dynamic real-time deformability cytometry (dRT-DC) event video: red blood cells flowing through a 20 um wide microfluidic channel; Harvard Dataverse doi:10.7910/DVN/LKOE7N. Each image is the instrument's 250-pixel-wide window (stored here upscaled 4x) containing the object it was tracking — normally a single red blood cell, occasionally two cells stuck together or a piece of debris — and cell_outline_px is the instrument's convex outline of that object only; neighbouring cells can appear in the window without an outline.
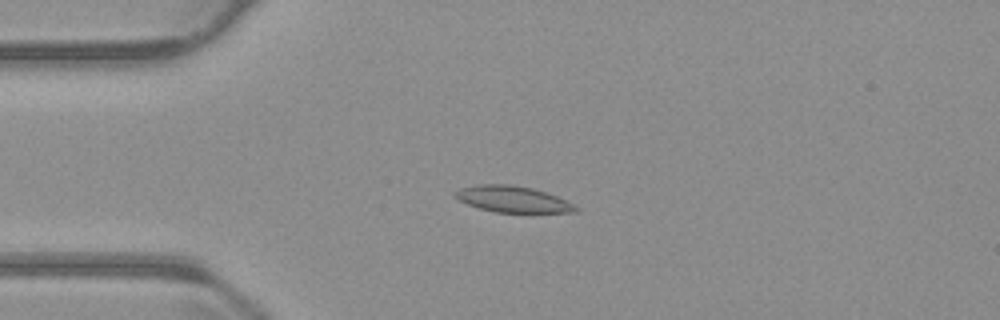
{"species": "common noctule bat (a hibernating species)", "species_latin": "Nyctalus noctula", "temperature_condition": "warm", "stored_images_in_passage": 55, "camera_frame_rate_fps": 3000, "um_per_image_px": 0.085, "animal": {"sex": "male", "body_mass_g": 23.1, "forearm_length_mm": 52.7}, "frame": {"image": 1, "passage_image": 14, "time_ms": 4.333, "image_size_px": [1000, 320], "cell_outline_px": [[580, 212], [496, 212], [480, 208], [468, 204], [452, 196], [452, 192], [460, 188], [476, 184], [508, 184], [532, 188], [556, 196], [580, 208]], "centroid_in_image_um": [43.54, 16.92], "position_along_channel_um": 41.5, "area_um2": 18.32}}
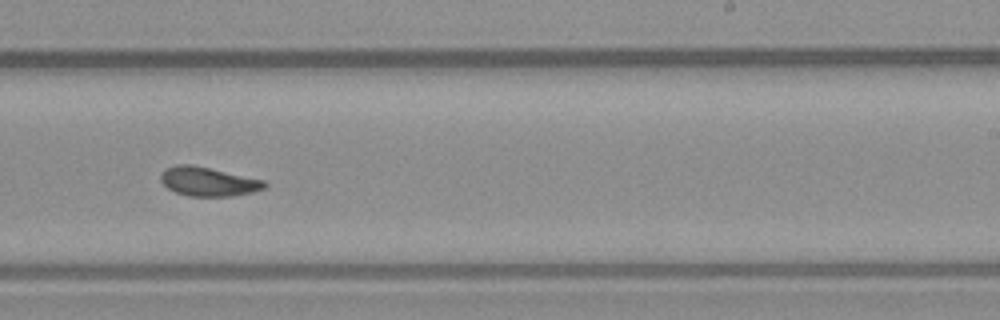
{"frame": {"image": 2, "passage_image": 34, "time_ms": 11.0, "image_size_px": [1000, 320], "cell_outline_px": [[268, 184], [264, 188], [252, 192], [232, 196], [188, 196], [176, 192], [168, 188], [160, 180], [160, 172], [164, 168], [176, 164], [192, 164], [264, 180]], "centroid_in_image_um": [17.66, 15.42], "position_along_channel_um": 271.3, "area_um2": 17.63}}
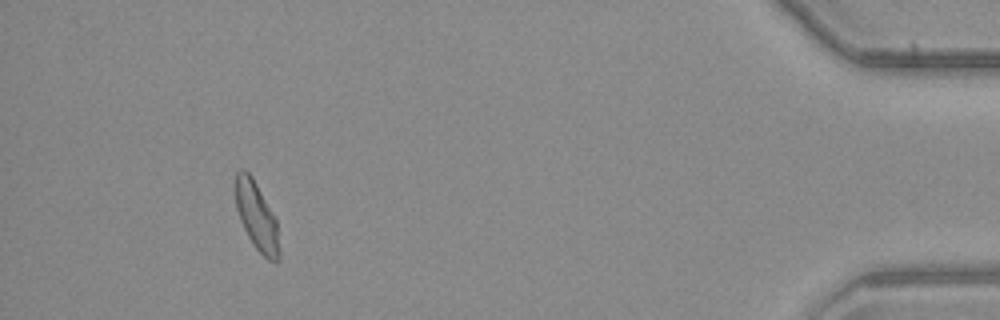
{"frame": {"image": 3, "passage_image": 51, "time_ms": 16.667, "image_size_px": [1000, 320], "cell_outline_px": [[280, 260], [268, 260], [256, 248], [248, 236], [240, 220], [236, 208], [236, 172], [240, 168], [244, 168], [252, 176], [276, 220], [280, 252]], "centroid_in_image_um": [21.81, 18.37], "position_along_channel_um": 413.4, "area_um2": 17.05}, "authors_computed_cell_mechanics": {"area_um2": 17.8024, "velocity_mm_per_s": 3.7783, "shape_relaxation_time_tau1_ms": 5.906, "shape_relaxation_time_tau2_ms": 3.4996, "deformation_change_tau1": 0.1493, "deformation_change_tau2": 0.0938}}